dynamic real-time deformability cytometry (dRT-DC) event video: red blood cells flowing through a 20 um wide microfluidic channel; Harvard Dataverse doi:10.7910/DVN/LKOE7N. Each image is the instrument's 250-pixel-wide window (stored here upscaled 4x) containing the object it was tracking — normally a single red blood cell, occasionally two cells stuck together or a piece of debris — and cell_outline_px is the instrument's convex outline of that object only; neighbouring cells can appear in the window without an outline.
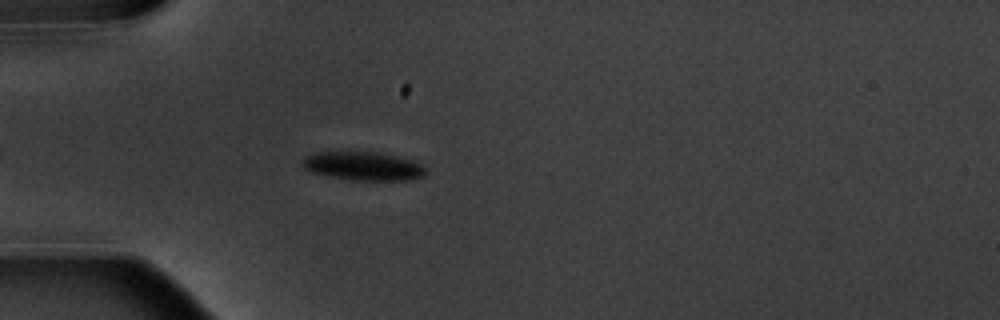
{"species": "common noctule bat (a hibernating species)", "species_latin": "Nyctalus noctula", "temperature_condition": "warm", "stored_images_in_passage": 1, "camera_frame_rate_fps": 3000, "um_per_image_px": 0.085, "animal": {"sex": "male", "body_mass_g": 20.1, "forearm_length_mm": 53.5}, "frame": {"image": 1, "passage_image": 1, "time_ms": 0.0, "image_size_px": [1000, 320], "cell_outline_px": [[424, 176], [408, 180], [352, 180], [328, 176], [312, 172], [304, 168], [300, 164], [300, 160], [304, 156], [316, 152], [384, 152], [412, 160], [420, 164], [424, 168]], "centroid_in_image_um": [30.82, 14.1], "position_along_channel_um": 54.2, "area_um2": 20.69}}